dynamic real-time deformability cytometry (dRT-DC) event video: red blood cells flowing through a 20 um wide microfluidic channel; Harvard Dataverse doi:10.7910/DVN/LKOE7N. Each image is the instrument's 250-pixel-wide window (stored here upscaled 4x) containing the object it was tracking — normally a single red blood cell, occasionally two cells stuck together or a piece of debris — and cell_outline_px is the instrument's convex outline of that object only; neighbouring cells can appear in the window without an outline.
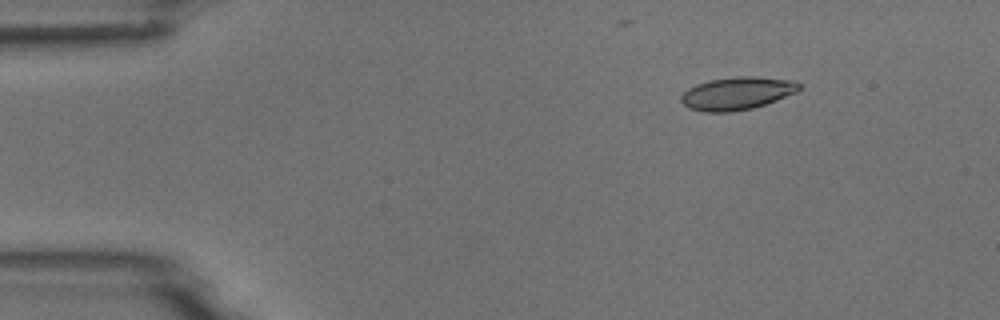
{"species": "common noctule bat (a hibernating species)", "species_latin": "Nyctalus noctula", "temperature_condition": "room temperature", "stored_images_in_passage": 3, "camera_frame_rate_fps": 3000, "um_per_image_px": 0.085, "animal": {"sex": "male", "body_mass_g": 18.8}, "frame": {"image": 1, "passage_image": 1, "time_ms": 0.0, "image_size_px": [1000, 320], "cell_outline_px": [[804, 84], [796, 92], [776, 100], [752, 108], [728, 112], [704, 112], [688, 108], [680, 100], [680, 96], [688, 88], [696, 84], [708, 80], [736, 76], [756, 76], [796, 80]], "centroid_in_image_um": [62.66, 7.92], "position_along_channel_um": 22.3, "area_um2": 22.77}}